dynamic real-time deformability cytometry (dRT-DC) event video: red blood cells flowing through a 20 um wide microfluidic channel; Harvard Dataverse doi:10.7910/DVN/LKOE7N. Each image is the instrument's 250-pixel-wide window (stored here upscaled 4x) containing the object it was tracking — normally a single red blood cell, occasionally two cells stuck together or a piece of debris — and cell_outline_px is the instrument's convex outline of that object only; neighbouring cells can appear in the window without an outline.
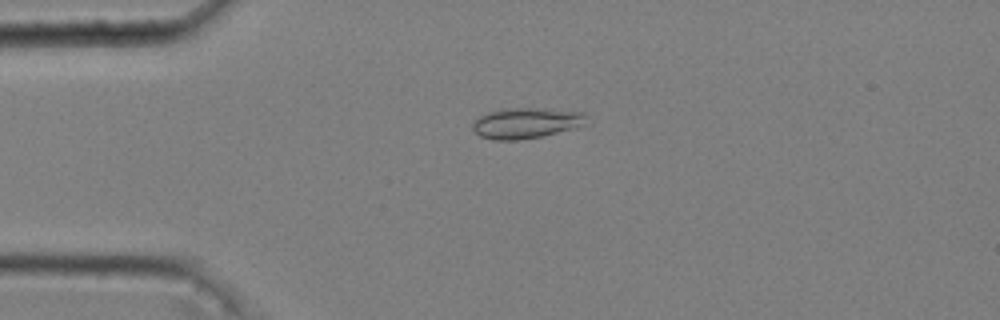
{"species": "common noctule bat (a hibernating species)", "species_latin": "Nyctalus noctula", "temperature_condition": "cold", "stored_images_in_passage": 51, "camera_frame_rate_fps": 3000, "um_per_image_px": 0.085, "animal": {"sex": "male", "body_mass_g": 20.4}, "frame": {"image": 1, "passage_image": 13, "time_ms": 4.0, "image_size_px": [1000, 320], "cell_outline_px": [[592, 124], [544, 136], [516, 140], [492, 140], [480, 136], [472, 128], [472, 124], [480, 116], [488, 112], [500, 108], [544, 108], [584, 112], [588, 116]], "centroid_in_image_um": [44.83, 10.45], "position_along_channel_um": 40.2, "area_um2": 20.92}}
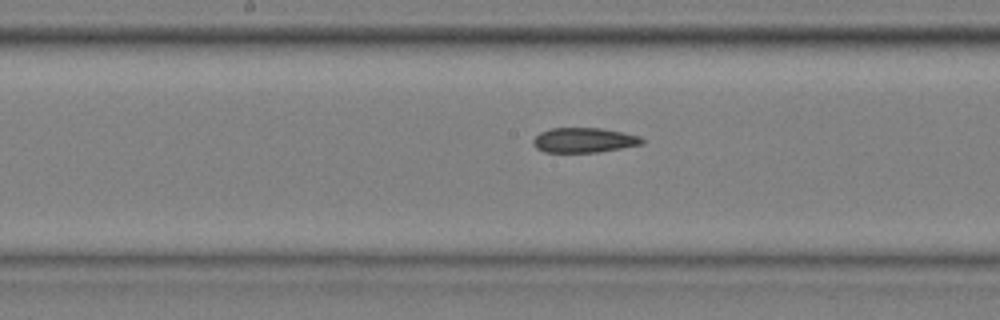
{"frame": {"image": 2, "passage_image": 28, "time_ms": 9.0, "image_size_px": [1000, 320], "cell_outline_px": [[644, 144], [600, 152], [544, 152], [536, 148], [532, 144], [532, 140], [540, 132], [552, 128], [600, 128], [624, 132], [640, 136], [644, 140]], "centroid_in_image_um": [49.65, 11.91], "position_along_channel_um": 198.6, "area_um2": 15.9}}
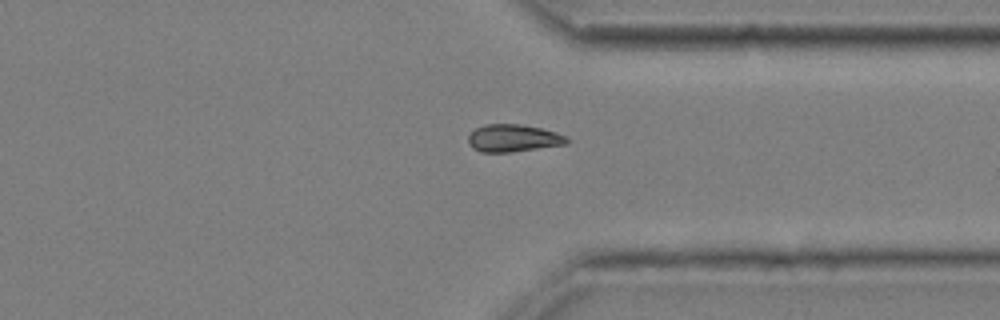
{"frame": {"image": 3, "passage_image": 42, "time_ms": 13.667, "image_size_px": [1000, 320], "cell_outline_px": [[572, 140], [568, 144], [512, 152], [480, 152], [472, 148], [468, 144], [468, 136], [476, 128], [484, 124], [520, 124], [540, 128], [556, 132]], "centroid_in_image_um": [43.63, 11.75], "position_along_channel_um": 367.8, "area_um2": 15.9}}